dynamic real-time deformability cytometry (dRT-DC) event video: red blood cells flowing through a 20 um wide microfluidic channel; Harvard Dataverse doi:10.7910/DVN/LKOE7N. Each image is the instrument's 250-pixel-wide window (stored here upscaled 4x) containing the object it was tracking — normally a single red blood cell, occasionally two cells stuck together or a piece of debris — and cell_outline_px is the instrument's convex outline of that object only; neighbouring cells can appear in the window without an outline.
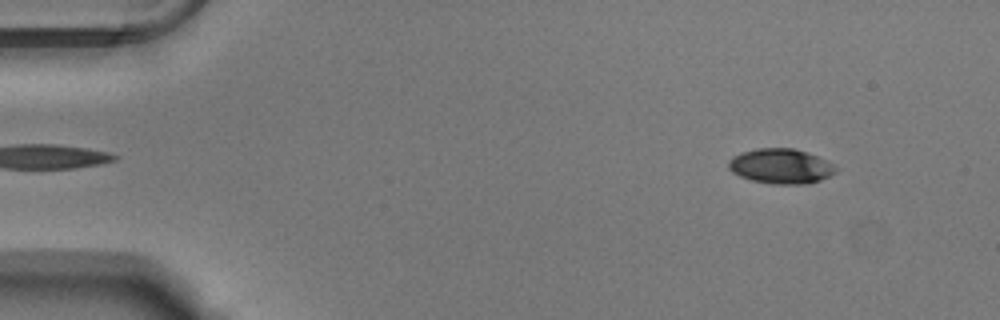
{"species": "Egyptian fruit bat (a non-hibernating species)", "species_latin": "Rousettus aegyptiacus", "temperature_condition": "warm", "stored_images_in_passage": 50, "camera_frame_rate_fps": 3000, "um_per_image_px": 0.085, "animal": {"sex": "male"}, "frame": {"image": 1, "passage_image": 2, "time_ms": 0.333, "image_size_px": [1000, 320], "cell_outline_px": [[840, 168], [836, 172], [820, 180], [808, 184], [772, 184], [752, 180], [740, 176], [732, 172], [728, 168], [728, 160], [732, 156], [740, 152], [756, 148], [792, 148], [808, 152]], "centroid_in_image_um": [66.35, 14.12], "position_along_channel_um": 18.7, "area_um2": 21.96}}
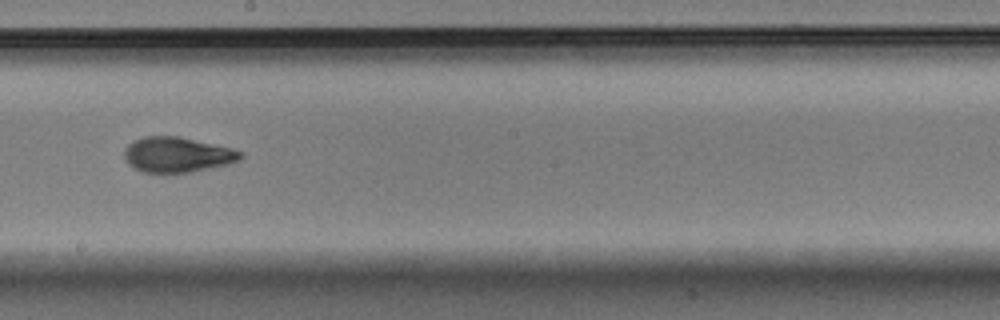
{"frame": {"image": 2, "passage_image": 27, "time_ms": 8.667, "image_size_px": [1000, 320], "cell_outline_px": [[244, 156], [240, 160], [228, 164], [192, 172], [140, 172], [128, 164], [124, 156], [124, 148], [132, 140], [144, 136], [180, 136], [232, 148], [244, 152]], "centroid_in_image_um": [15.07, 13.14], "position_along_channel_um": 233.1, "area_um2": 24.1}}
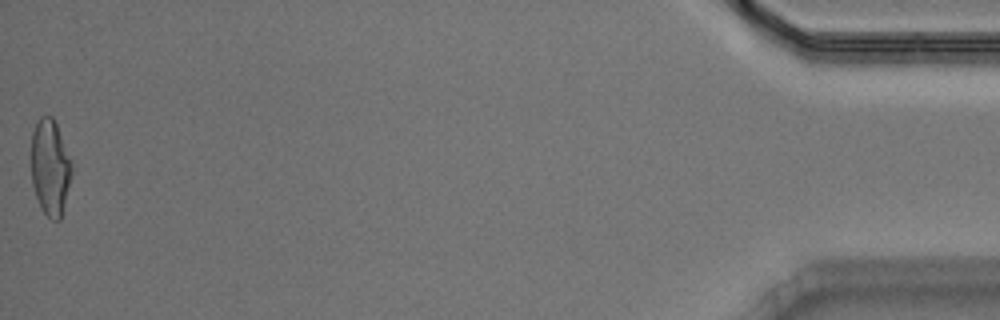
{"frame": {"image": 3, "passage_image": 50, "time_ms": 16.333, "image_size_px": [1000, 320], "cell_outline_px": [[72, 172], [60, 220], [52, 220], [40, 208], [32, 184], [32, 132], [40, 116], [52, 116], [56, 124], [72, 160]], "centroid_in_image_um": [4.27, 14.22], "position_along_channel_um": 430.9, "area_um2": 22.48}, "authors_computed_cell_mechanics": {"area_um2": 23.4668, "velocity_mm_per_s": 3.7888, "shape_relaxation_time_tau1_ms": 3.9562, "shape_relaxation_time_tau2_ms": 1.9725, "deformation_change_tau1": 0.1641, "deformation_change_tau2": 0.0883}}